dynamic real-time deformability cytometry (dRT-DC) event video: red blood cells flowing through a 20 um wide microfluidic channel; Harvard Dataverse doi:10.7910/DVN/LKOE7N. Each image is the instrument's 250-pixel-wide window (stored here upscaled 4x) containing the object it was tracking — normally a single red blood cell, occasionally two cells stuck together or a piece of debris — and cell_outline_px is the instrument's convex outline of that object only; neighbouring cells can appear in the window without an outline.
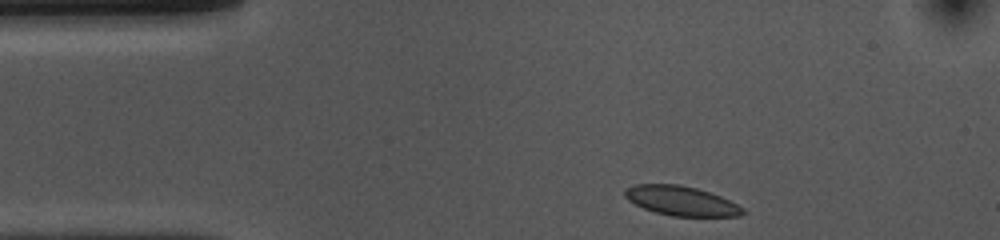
{"species": "common noctule bat (a hibernating species)", "species_latin": "Nyctalus noctula", "temperature_condition": "cold", "stored_images_in_passage": 35, "camera_frame_rate_fps": 3000, "um_per_image_px": 0.085, "animal": {"sex": "female", "body_mass_g": 10.0, "forearm_length_mm": 53.1}, "frame": {"image": 1, "passage_image": 1, "time_ms": 0.0, "image_size_px": [1000, 240], "cell_outline_px": [[744, 212], [740, 216], [672, 216], [656, 212], [644, 208], [628, 200], [624, 196], [624, 188], [636, 184], [676, 184], [696, 188], [720, 196], [744, 208]], "centroid_in_image_um": [57.87, 17.07], "position_along_channel_um": 27.1, "area_um2": 20.06}}
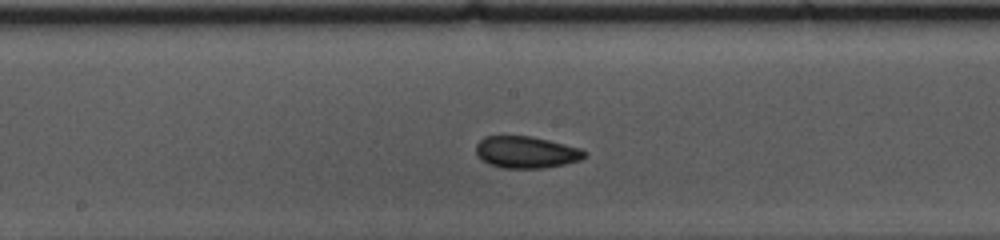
{"frame": {"image": 2, "passage_image": 19, "time_ms": 6.0, "image_size_px": [1000, 240], "cell_outline_px": [[588, 152], [580, 160], [564, 164], [544, 168], [504, 168], [488, 164], [476, 152], [476, 144], [484, 136], [532, 136], [580, 148]], "centroid_in_image_um": [44.73, 12.93], "position_along_channel_um": 203.5, "area_um2": 20.0}}
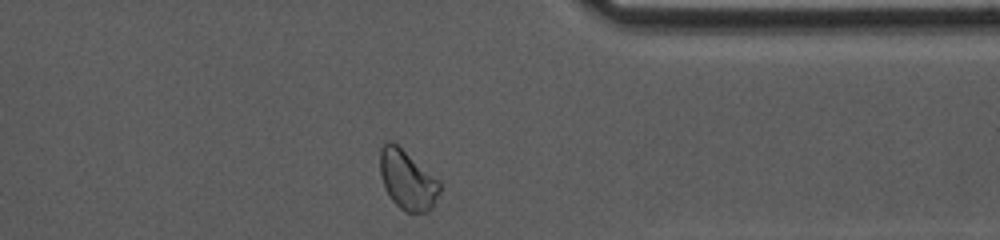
{"frame": {"image": 3, "passage_image": 34, "time_ms": 11.0, "image_size_px": [1000, 240], "cell_outline_px": [[440, 192], [432, 208], [428, 212], [404, 212], [392, 200], [384, 188], [380, 172], [380, 148], [388, 140], [392, 140], [440, 180]], "centroid_in_image_um": [34.63, 15.29], "position_along_channel_um": 376.8, "area_um2": 20.81}, "authors_computed_cell_mechanics": {"area_um2": 20.0566, "velocity_mm_per_s": 3.6709, "shape_relaxation_time_tau1_ms": null, "shape_relaxation_time_tau2_ms": 2.9313, "deformation_change_tau1": null, "deformation_change_tau2": 0.0798}}